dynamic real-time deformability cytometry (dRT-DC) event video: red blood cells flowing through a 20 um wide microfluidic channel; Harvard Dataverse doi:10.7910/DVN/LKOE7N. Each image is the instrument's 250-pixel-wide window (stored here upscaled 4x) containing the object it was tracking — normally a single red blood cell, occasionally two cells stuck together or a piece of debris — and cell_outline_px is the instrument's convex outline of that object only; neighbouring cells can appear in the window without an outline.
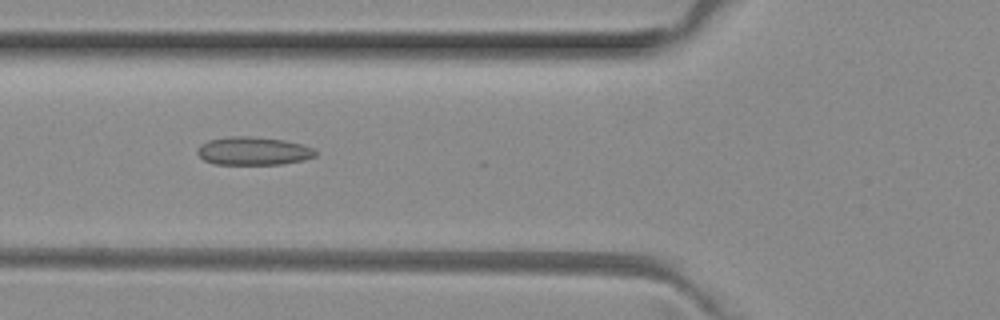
{"species": "common noctule bat (a hibernating species)", "species_latin": "Nyctalus noctula", "temperature_condition": "room temperature", "stored_images_in_passage": 7, "camera_frame_rate_fps": 3000, "um_per_image_px": 0.085, "animal": {"sex": "female", "body_mass_g": 29.2, "forearm_length_mm": 56.3}, "frame": {"image": 1, "passage_image": 4, "time_ms": 1.0, "image_size_px": [1000, 320], "cell_outline_px": [[316, 156], [304, 160], [280, 164], [212, 164], [204, 160], [196, 152], [196, 148], [200, 144], [208, 140], [228, 136], [248, 136], [284, 140], [304, 144], [312, 148], [316, 152]], "centroid_in_image_um": [21.5, 12.83], "position_along_channel_um": 104.3, "area_um2": 19.54}}
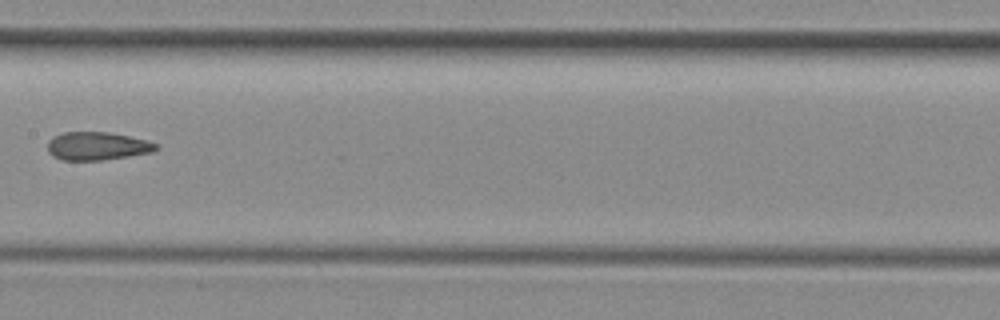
{"frame": {"image": 2, "passage_image": 6, "time_ms": 1.667, "image_size_px": [1000, 320], "cell_outline_px": [[160, 148], [152, 152], [104, 160], [60, 160], [52, 156], [48, 152], [48, 140], [52, 136], [64, 132], [108, 132], [148, 140], [160, 144]], "centroid_in_image_um": [8.27, 12.41], "position_along_channel_um": 199.1, "area_um2": 18.03}}
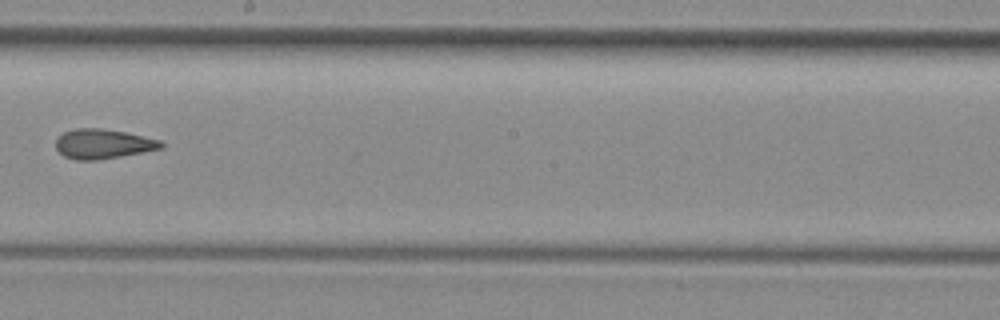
{"frame": {"image": 3, "passage_image": 7, "time_ms": 2.0, "image_size_px": [1000, 320], "cell_outline_px": [[164, 148], [120, 156], [96, 160], [76, 160], [64, 156], [56, 148], [56, 140], [64, 132], [76, 128], [104, 128], [124, 132], [160, 140], [164, 144]], "centroid_in_image_um": [8.76, 12.23], "position_along_channel_um": 239.4, "area_um2": 18.03}}